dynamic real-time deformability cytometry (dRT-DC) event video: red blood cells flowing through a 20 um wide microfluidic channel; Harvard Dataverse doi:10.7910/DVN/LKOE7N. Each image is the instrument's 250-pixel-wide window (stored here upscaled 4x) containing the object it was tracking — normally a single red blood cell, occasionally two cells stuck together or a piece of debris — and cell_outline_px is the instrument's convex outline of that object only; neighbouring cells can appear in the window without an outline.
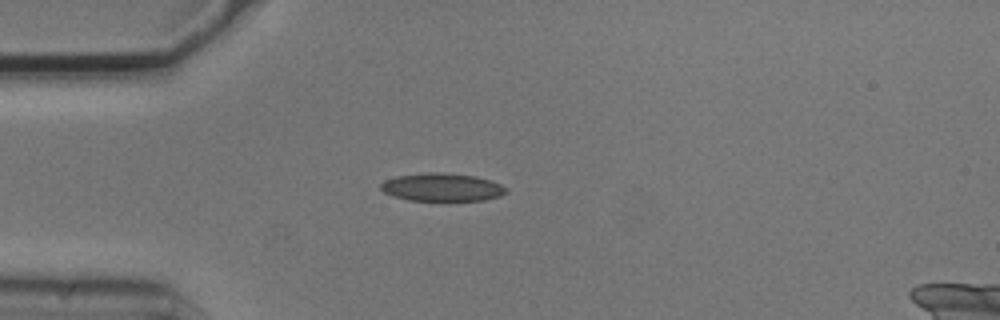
{"species": "common noctule bat (a hibernating species)", "species_latin": "Nyctalus noctula", "temperature_condition": "cold", "stored_images_in_passage": 1, "camera_frame_rate_fps": 3000, "um_per_image_px": 0.085, "animal": {"sex": "male", "body_mass_g": 20.5, "forearm_length_mm": 52.5}, "frame": {"image": 1, "passage_image": 1, "time_ms": 0.0, "image_size_px": [1000, 320], "cell_outline_px": [[508, 192], [500, 196], [484, 200], [448, 204], [444, 204], [408, 200], [392, 196], [384, 192], [380, 188], [380, 184], [384, 180], [396, 176], [428, 172], [440, 172], [476, 176], [500, 184], [508, 188]], "centroid_in_image_um": [37.58, 15.97], "position_along_channel_um": 47.4, "area_um2": 21.62}}